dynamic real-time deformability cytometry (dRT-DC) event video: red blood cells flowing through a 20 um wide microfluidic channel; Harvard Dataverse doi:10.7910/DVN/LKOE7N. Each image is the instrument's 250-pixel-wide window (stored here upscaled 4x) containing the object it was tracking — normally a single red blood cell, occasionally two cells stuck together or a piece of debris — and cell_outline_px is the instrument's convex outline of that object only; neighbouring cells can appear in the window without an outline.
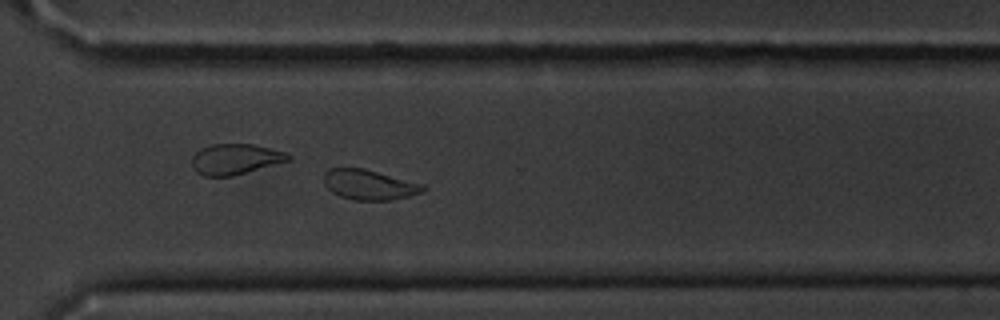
{"species": "common noctule bat (a hibernating species)", "species_latin": "Nyctalus noctula", "temperature_condition": "cold", "stored_images_in_passage": 47, "camera_frame_rate_fps": 3000, "um_per_image_px": 0.085, "animal": {"sex": "male", "body_mass_g": 20.1, "forearm_length_mm": 53.5}, "frame": {"image": 1, "passage_image": 33, "time_ms": 10.667, "image_size_px": [1000, 320], "cell_outline_px": [[428, 188], [424, 192], [392, 200], [352, 200], [340, 196], [332, 192], [324, 184], [324, 172], [328, 168], [364, 168], [424, 184]], "centroid_in_image_um": [31.4, 15.7], "position_along_channel_um": 339.2, "area_um2": 17.57}}
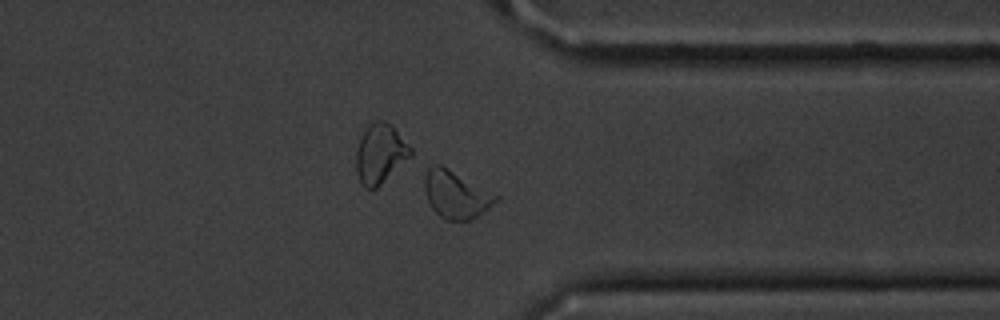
{"frame": {"image": 2, "passage_image": 36, "time_ms": 11.667, "image_size_px": [1000, 320], "cell_outline_px": [[500, 196], [488, 208], [476, 216], [468, 220], [444, 220], [432, 208], [428, 200], [424, 188], [424, 176], [428, 168], [436, 164], [440, 164]], "centroid_in_image_um": [38.73, 16.53], "position_along_channel_um": 372.7, "area_um2": 19.36}, "authors_computed_cell_mechanics": {"area_um2": 18.496, "velocity_mm_per_s": 3.6128, "shape_relaxation_time_tau1_ms": 3.1707, "shape_relaxation_time_tau2_ms": 1.7884, "deformation_change_tau1": 0.1022, "deformation_change_tau2": 0.0654}}